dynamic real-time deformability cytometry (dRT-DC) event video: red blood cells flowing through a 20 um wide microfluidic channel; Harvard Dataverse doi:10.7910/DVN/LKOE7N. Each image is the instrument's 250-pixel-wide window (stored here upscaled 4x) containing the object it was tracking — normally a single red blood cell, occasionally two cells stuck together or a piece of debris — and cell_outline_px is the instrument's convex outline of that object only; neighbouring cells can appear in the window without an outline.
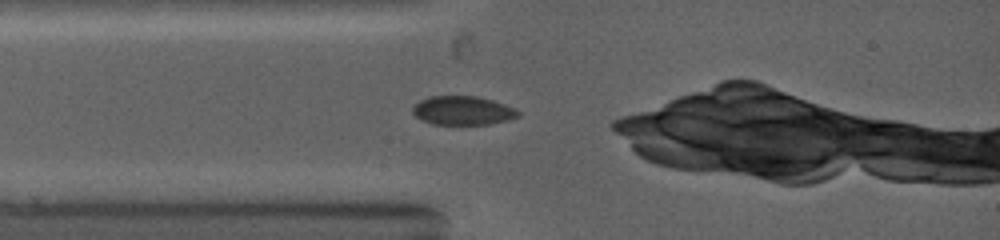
{"species": "common noctule bat (a hibernating species)", "species_latin": "Nyctalus noctula", "temperature_condition": "warm", "stored_images_in_passage": 15, "camera_frame_rate_fps": 5000, "um_per_image_px": 0.085, "animal": {"sex": "female", "body_mass_g": 19.0, "forearm_length_mm": 53.3}, "frame": {"image": 1, "passage_image": 1, "time_ms": 0.0, "image_size_px": [1000, 240], "cell_outline_px": [[520, 116], [508, 120], [488, 124], [432, 124], [420, 120], [412, 112], [412, 104], [428, 96], [476, 96], [492, 100], [516, 108], [520, 112]], "centroid_in_image_um": [39.31, 9.39], "position_along_channel_um": 45.7, "area_um2": 17.92}}
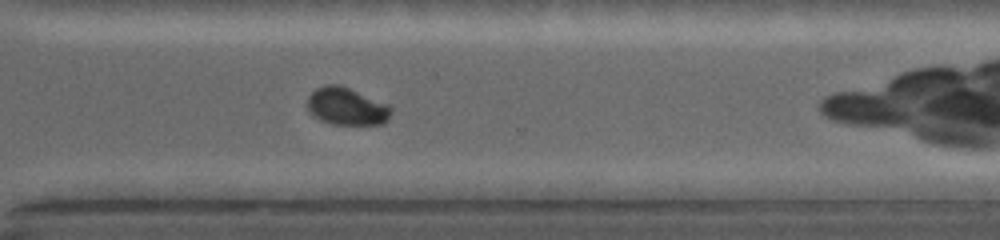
{"frame": {"image": 2, "passage_image": 15, "time_ms": 6.6, "image_size_px": [1000, 240], "cell_outline_px": [[392, 112], [388, 120], [384, 124], [332, 124], [320, 120], [312, 116], [308, 112], [308, 96], [316, 88], [324, 84], [340, 84], [388, 104], [392, 108]], "centroid_in_image_um": [29.46, 9.04], "position_along_channel_um": 341.1, "area_um2": 18.5}}